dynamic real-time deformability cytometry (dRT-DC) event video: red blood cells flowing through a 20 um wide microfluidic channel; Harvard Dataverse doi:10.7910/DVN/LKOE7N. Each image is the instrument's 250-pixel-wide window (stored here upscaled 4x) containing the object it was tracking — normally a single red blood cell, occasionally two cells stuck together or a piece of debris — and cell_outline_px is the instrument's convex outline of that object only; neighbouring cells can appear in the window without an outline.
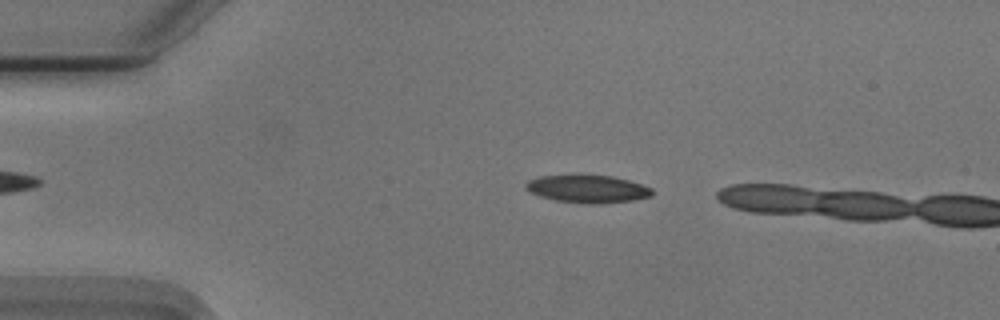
{"species": "Egyptian fruit bat (a non-hibernating species)", "species_latin": "Rousettus aegyptiacus", "temperature_condition": "cold", "stored_images_in_passage": 39, "camera_frame_rate_fps": 3000, "um_per_image_px": 0.085, "animal": {"sex": "male"}, "frame": {"image": 1, "passage_image": 6, "time_ms": 1.667, "image_size_px": [1000, 320], "cell_outline_px": [[652, 196], [632, 200], [596, 204], [588, 204], [556, 200], [540, 196], [524, 188], [524, 184], [528, 180], [540, 176], [584, 172], [612, 176], [628, 180], [652, 188]], "centroid_in_image_um": [49.9, 16.01], "position_along_channel_um": 35.1, "area_um2": 21.04}}
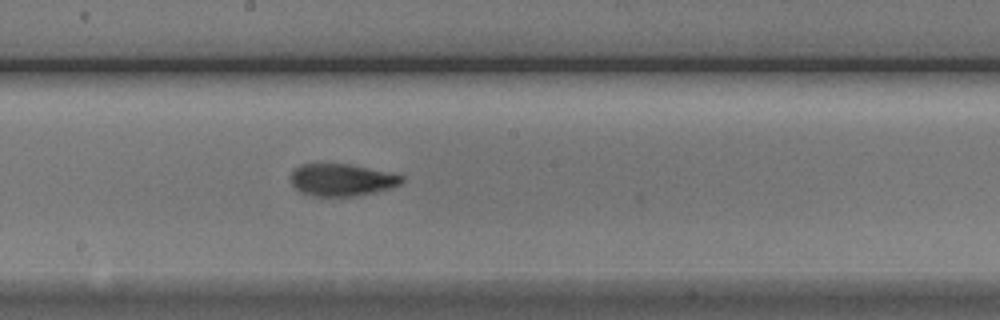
{"frame": {"image": 2, "passage_image": 24, "time_ms": 7.667, "image_size_px": [1000, 320], "cell_outline_px": [[404, 180], [400, 184], [388, 188], [356, 196], [312, 196], [300, 192], [292, 184], [288, 176], [292, 168], [300, 164], [348, 164], [404, 176]], "centroid_in_image_um": [28.95, 15.29], "position_along_channel_um": 219.3, "area_um2": 20.75}}
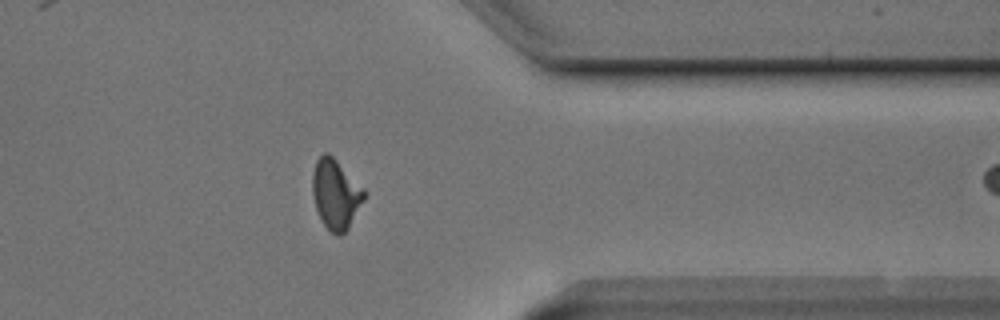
{"frame": {"image": 3, "passage_image": 38, "time_ms": 12.333, "image_size_px": [1000, 320], "cell_outline_px": [[364, 200], [348, 228], [344, 232], [332, 232], [324, 224], [316, 208], [312, 192], [312, 172], [316, 160], [324, 152], [328, 152], [364, 188]], "centroid_in_image_um": [28.52, 16.45], "position_along_channel_um": 382.9, "area_um2": 20.52}}